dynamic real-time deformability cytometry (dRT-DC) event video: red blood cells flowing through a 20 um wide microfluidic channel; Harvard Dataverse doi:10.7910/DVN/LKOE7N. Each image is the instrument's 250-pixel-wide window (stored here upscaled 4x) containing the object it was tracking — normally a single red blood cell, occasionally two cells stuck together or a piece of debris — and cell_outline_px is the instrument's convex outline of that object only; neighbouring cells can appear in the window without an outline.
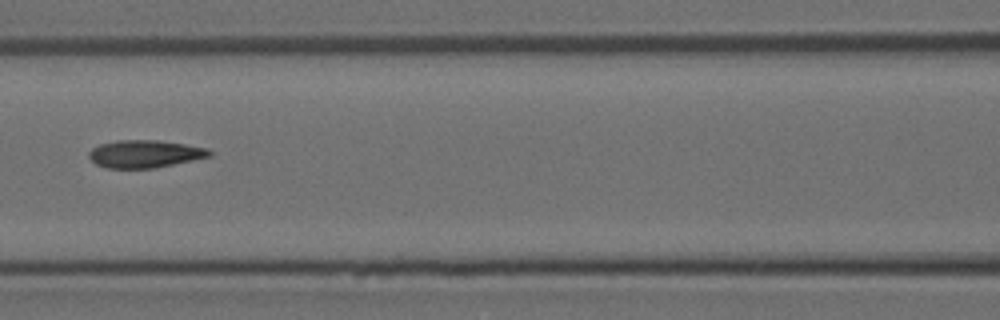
{"species": "Egyptian fruit bat (a non-hibernating species)", "species_latin": "Rousettus aegyptiacus", "temperature_condition": "room temperature", "stored_images_in_passage": 3, "camera_frame_rate_fps": 3000, "um_per_image_px": 0.085, "animal": {"sex": "female"}, "frame": {"image": 1, "passage_image": 3, "time_ms": 0.667, "image_size_px": [1000, 320], "cell_outline_px": [[212, 156], [152, 168], [108, 168], [96, 164], [88, 156], [88, 152], [92, 148], [100, 144], [116, 140], [156, 140], [184, 144], [208, 148], [212, 152]], "centroid_in_image_um": [12.29, 13.07], "position_along_channel_um": 154.3, "area_um2": 19.25}}